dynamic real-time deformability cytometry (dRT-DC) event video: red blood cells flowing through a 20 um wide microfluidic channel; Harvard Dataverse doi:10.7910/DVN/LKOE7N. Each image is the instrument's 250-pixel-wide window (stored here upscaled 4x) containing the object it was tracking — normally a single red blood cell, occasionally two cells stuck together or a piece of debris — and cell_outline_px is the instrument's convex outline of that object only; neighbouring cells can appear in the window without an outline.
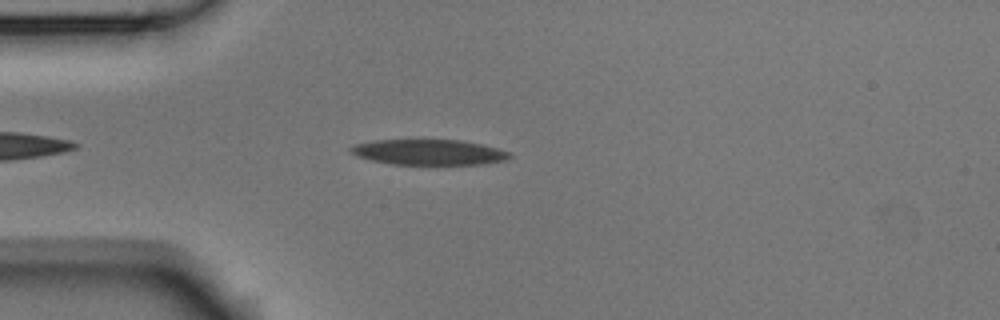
{"species": "Egyptian fruit bat (a non-hibernating species)", "species_latin": "Rousettus aegyptiacus", "temperature_condition": "room temperature", "stored_images_in_passage": 38, "camera_frame_rate_fps": 3000, "um_per_image_px": 0.085, "animal": {"sex": "male"}, "frame": {"image": 1, "passage_image": 5, "time_ms": 1.333, "image_size_px": [1000, 320], "cell_outline_px": [[512, 156], [508, 160], [484, 164], [392, 164], [372, 160], [356, 156], [348, 152], [348, 148], [356, 144], [376, 140], [424, 136], [460, 140], [484, 144], [512, 152]], "centroid_in_image_um": [36.46, 12.88], "position_along_channel_um": 48.5, "area_um2": 24.97}}
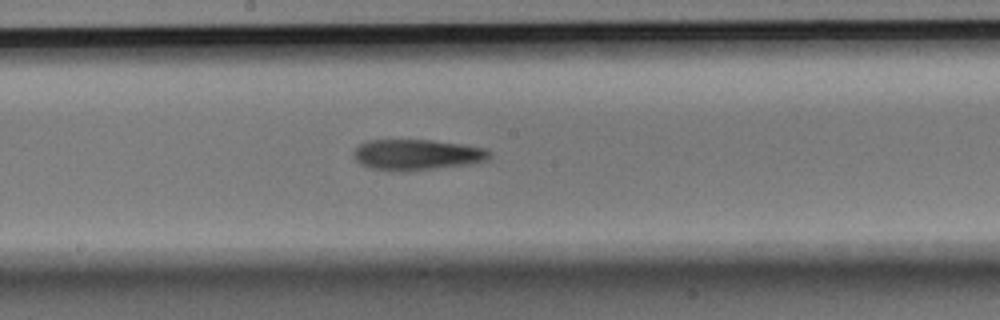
{"frame": {"image": 2, "passage_image": 19, "time_ms": 6.0, "image_size_px": [1000, 320], "cell_outline_px": [[492, 152], [488, 160], [468, 164], [408, 172], [388, 172], [368, 168], [360, 164], [352, 156], [352, 152], [360, 144], [368, 140], [432, 140], [464, 144], [484, 148]], "centroid_in_image_um": [35.39, 13.17], "position_along_channel_um": 212.8, "area_um2": 24.91}}
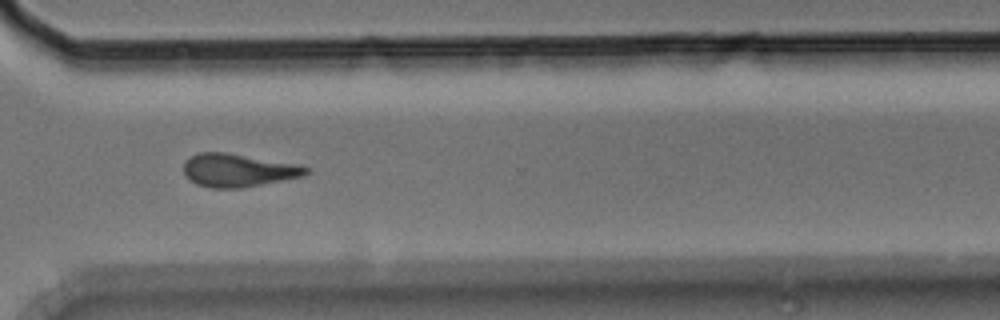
{"frame": {"image": 3, "passage_image": 30, "time_ms": 9.667, "image_size_px": [1000, 320], "cell_outline_px": [[312, 172], [304, 176], [240, 188], [212, 188], [196, 184], [184, 176], [184, 160], [200, 152], [224, 152], [300, 164], [312, 168]], "centroid_in_image_um": [20.28, 14.47], "position_along_channel_um": 350.3, "area_um2": 23.81}}